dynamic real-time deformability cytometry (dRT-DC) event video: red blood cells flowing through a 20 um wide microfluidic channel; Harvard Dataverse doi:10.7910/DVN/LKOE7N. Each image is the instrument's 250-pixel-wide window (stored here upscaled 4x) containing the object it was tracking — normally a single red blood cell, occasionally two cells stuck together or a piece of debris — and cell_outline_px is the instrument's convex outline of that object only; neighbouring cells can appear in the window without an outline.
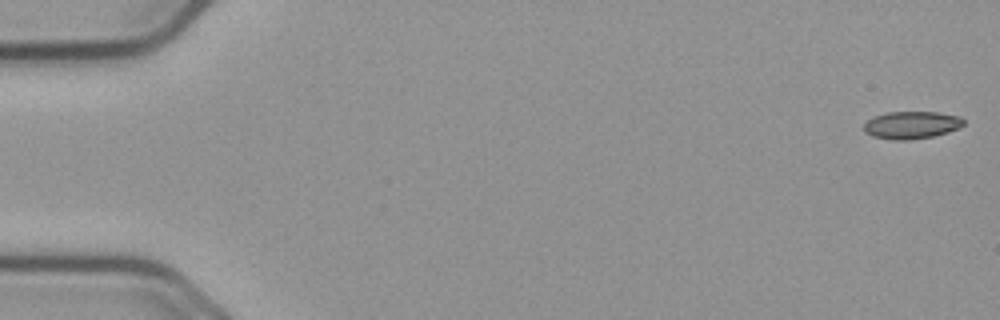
{"species": "common noctule bat (a hibernating species)", "species_latin": "Nyctalus noctula", "temperature_condition": "cold", "stored_images_in_passage": 56, "camera_frame_rate_fps": 3000, "um_per_image_px": 0.085, "animal": {"sex": "male", "body_mass_g": 23.1, "forearm_length_mm": 52.7}, "frame": {"image": 1, "passage_image": 1, "time_ms": 0.0, "image_size_px": [1000, 320], "cell_outline_px": [[964, 124], [960, 128], [948, 132], [932, 136], [912, 140], [892, 140], [872, 136], [864, 132], [864, 124], [868, 120], [876, 116], [888, 112], [936, 112], [960, 116], [964, 120]], "centroid_in_image_um": [77.49, 10.63], "position_along_channel_um": 7.5, "area_um2": 16.01}}
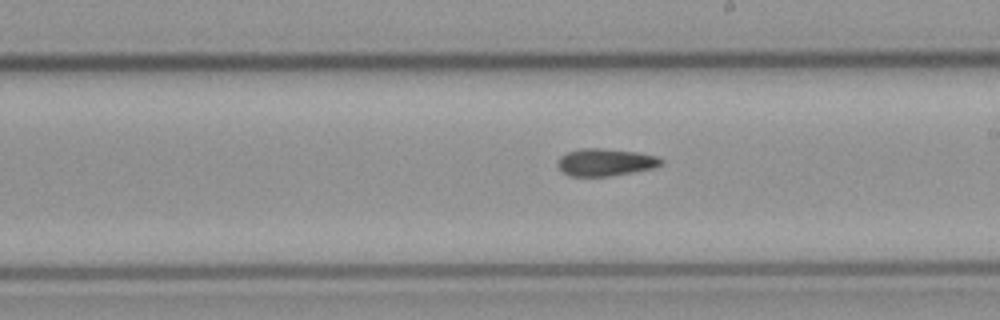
{"frame": {"image": 2, "passage_image": 32, "time_ms": 10.333, "image_size_px": [1000, 320], "cell_outline_px": [[664, 164], [652, 168], [632, 172], [608, 176], [568, 176], [556, 164], [556, 160], [560, 156], [568, 152], [580, 148], [604, 148], [640, 152], [656, 156], [664, 160]], "centroid_in_image_um": [51.46, 13.78], "position_along_channel_um": 237.5, "area_um2": 16.65}}
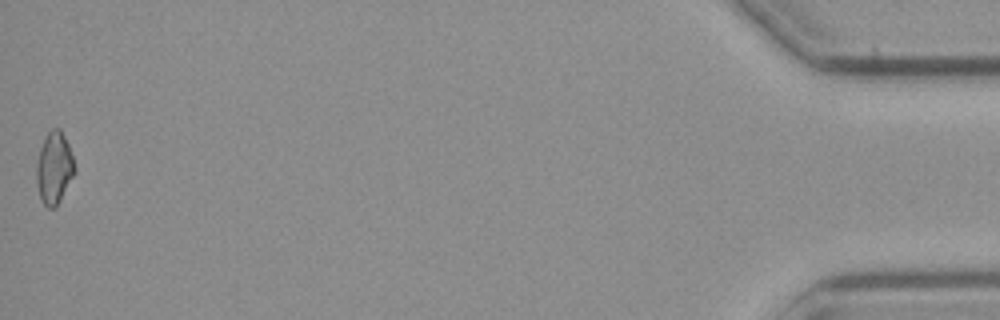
{"frame": {"image": 3, "passage_image": 56, "time_ms": 18.333, "image_size_px": [1000, 320], "cell_outline_px": [[76, 172], [56, 208], [48, 208], [40, 200], [36, 180], [36, 164], [40, 148], [48, 132], [52, 128], [60, 128], [68, 144], [76, 168]], "centroid_in_image_um": [4.61, 14.31], "position_along_channel_um": 430.6, "area_um2": 16.13}, "authors_computed_cell_mechanics": {"area_um2": 16.2418, "velocity_mm_per_s": 3.6801, "shape_relaxation_time_tau1_ms": null, "shape_relaxation_time_tau2_ms": 9.1566, "deformation_change_tau1": null, "deformation_change_tau2": 0.1651}}